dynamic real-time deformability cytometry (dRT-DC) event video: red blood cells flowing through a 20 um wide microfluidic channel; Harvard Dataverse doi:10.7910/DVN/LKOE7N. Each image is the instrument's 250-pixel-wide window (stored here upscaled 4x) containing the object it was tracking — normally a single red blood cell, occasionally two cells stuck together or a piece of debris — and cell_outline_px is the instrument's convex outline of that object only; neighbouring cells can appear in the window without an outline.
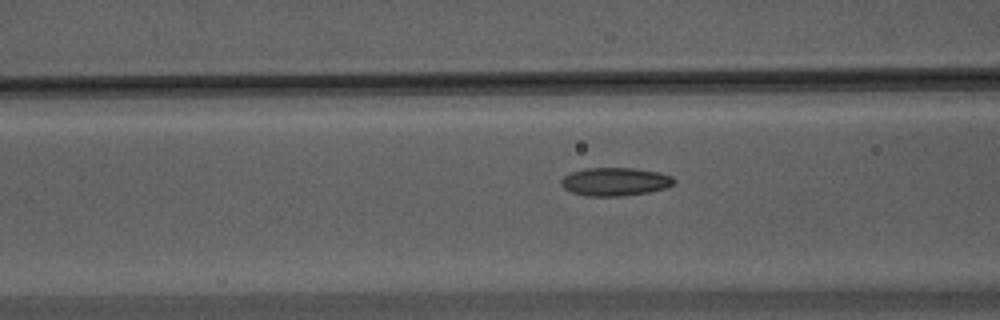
{"species": "Egyptian fruit bat (a non-hibernating species)", "species_latin": "Rousettus aegyptiacus", "temperature_condition": "warm", "stored_images_in_passage": 30, "camera_frame_rate_fps": 3000, "um_per_image_px": 0.085, "animal": {"sex": "male"}, "frame": {"image": 1, "passage_image": 7, "time_ms": 2.0, "image_size_px": [1000, 320], "cell_outline_px": [[676, 184], [668, 188], [648, 192], [624, 196], [584, 196], [572, 192], [564, 188], [560, 184], [560, 180], [564, 176], [572, 172], [584, 168], [636, 168], [660, 172], [672, 176], [676, 180]], "centroid_in_image_um": [52.32, 15.44], "position_along_channel_um": 114.3, "area_um2": 18.9}}
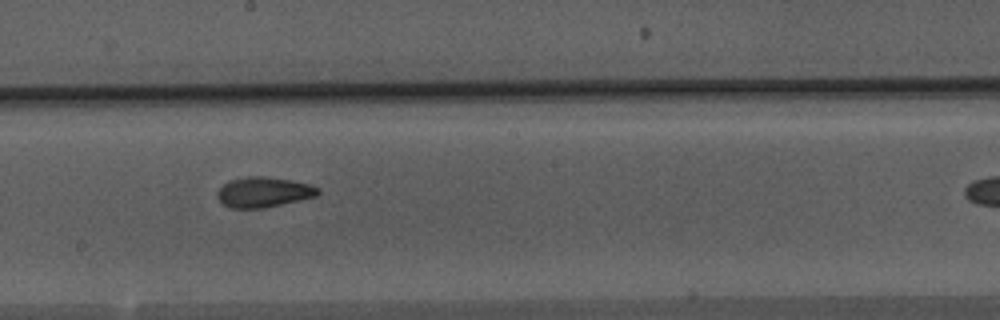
{"frame": {"image": 2, "passage_image": 16, "time_ms": 5.0, "image_size_px": [1000, 320], "cell_outline_px": [[320, 192], [316, 196], [264, 208], [232, 208], [224, 204], [216, 196], [216, 192], [228, 180], [248, 176], [264, 176], [288, 180], [308, 184], [320, 188]], "centroid_in_image_um": [22.38, 16.33], "position_along_channel_um": 225.8, "area_um2": 17.57}}
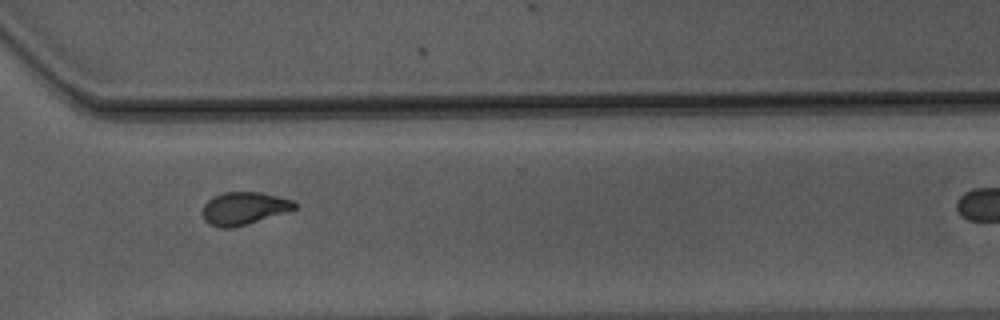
{"frame": {"image": 3, "passage_image": 26, "time_ms": 8.333, "image_size_px": [1000, 320], "cell_outline_px": [[296, 208], [248, 224], [232, 228], [220, 228], [208, 224], [204, 220], [204, 204], [212, 196], [224, 192], [260, 192], [292, 200], [296, 204]], "centroid_in_image_um": [20.69, 17.71], "position_along_channel_um": 349.9, "area_um2": 17.34}}